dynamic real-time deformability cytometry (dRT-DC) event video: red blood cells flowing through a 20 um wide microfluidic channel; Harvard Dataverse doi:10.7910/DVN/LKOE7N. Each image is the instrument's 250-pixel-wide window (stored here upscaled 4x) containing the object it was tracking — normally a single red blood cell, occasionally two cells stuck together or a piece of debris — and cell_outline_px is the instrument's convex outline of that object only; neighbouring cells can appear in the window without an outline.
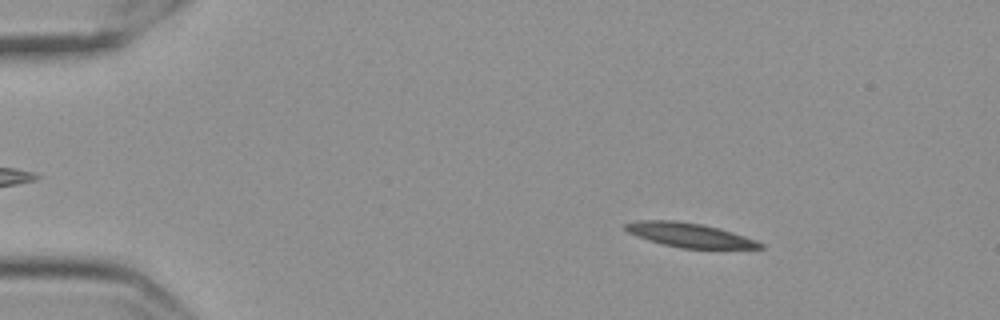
{"species": "Egyptian fruit bat (a non-hibernating species)", "species_latin": "Rousettus aegyptiacus", "temperature_condition": "cold", "stored_images_in_passage": 59, "camera_frame_rate_fps": 3000, "um_per_image_px": 0.085, "frame": {"image": 1, "passage_image": 10, "time_ms": 3.0, "image_size_px": [1000, 320], "cell_outline_px": [[764, 248], [680, 248], [648, 240], [628, 232], [624, 228], [624, 224], [636, 220], [676, 220], [704, 224], [720, 228], [756, 240], [764, 244]], "centroid_in_image_um": [58.59, 19.96], "position_along_channel_um": 26.4, "area_um2": 18.96}}
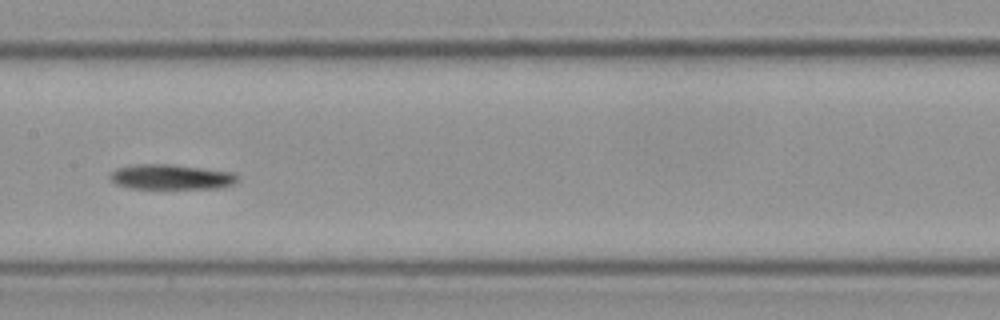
{"frame": {"image": 2, "passage_image": 31, "time_ms": 10.0, "image_size_px": [1000, 320], "cell_outline_px": [[240, 180], [236, 184], [224, 188], [132, 188], [116, 184], [108, 176], [116, 168], [136, 164], [168, 164], [236, 172], [240, 176]], "centroid_in_image_um": [14.65, 15.04], "position_along_channel_um": 192.8, "area_um2": 18.84}}
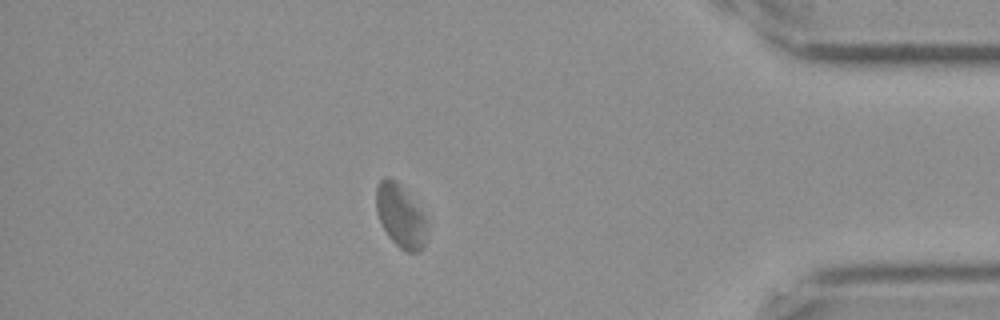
{"frame": {"image": 3, "passage_image": 52, "time_ms": 17.0, "image_size_px": [1000, 320], "cell_outline_px": [[424, 244], [420, 252], [408, 252], [400, 248], [388, 236], [376, 212], [376, 184], [384, 176], [388, 176], [396, 180], [404, 188], [424, 216]], "centroid_in_image_um": [33.98, 18.3], "position_along_channel_um": 401.2, "area_um2": 18.26}, "authors_computed_cell_mechanics": {"area_um2": 19.0162, "velocity_mm_per_s": 3.4704, "shape_relaxation_time_tau1_ms": null, "shape_relaxation_time_tau2_ms": 10.9247, "deformation_change_tau1": null, "deformation_change_tau2": 0.1992}}